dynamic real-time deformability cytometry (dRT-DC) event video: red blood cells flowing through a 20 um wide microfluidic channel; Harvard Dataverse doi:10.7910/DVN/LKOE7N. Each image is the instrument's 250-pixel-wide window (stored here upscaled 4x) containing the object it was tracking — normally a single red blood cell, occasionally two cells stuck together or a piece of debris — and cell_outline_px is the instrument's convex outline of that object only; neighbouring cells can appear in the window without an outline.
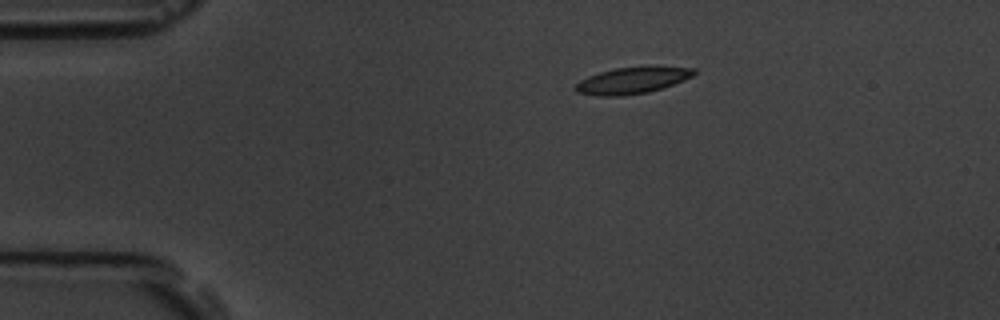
{"species": "common noctule bat (a hibernating species)", "species_latin": "Nyctalus noctula", "temperature_condition": "room temperature", "stored_images_in_passage": 4, "camera_frame_rate_fps": 3000, "um_per_image_px": 0.085, "animal": {"sex": "male", "body_mass_g": 19.5, "forearm_length_mm": 54.6}, "frame": {"image": 1, "passage_image": 1, "time_ms": 0.0, "image_size_px": [1000, 320], "cell_outline_px": [[696, 72], [692, 76], [684, 80], [648, 92], [624, 96], [596, 96], [576, 92], [572, 88], [580, 80], [588, 76], [600, 72], [616, 68], [652, 64], [696, 68]], "centroid_in_image_um": [53.76, 6.8], "position_along_channel_um": 31.2, "area_um2": 18.9}}
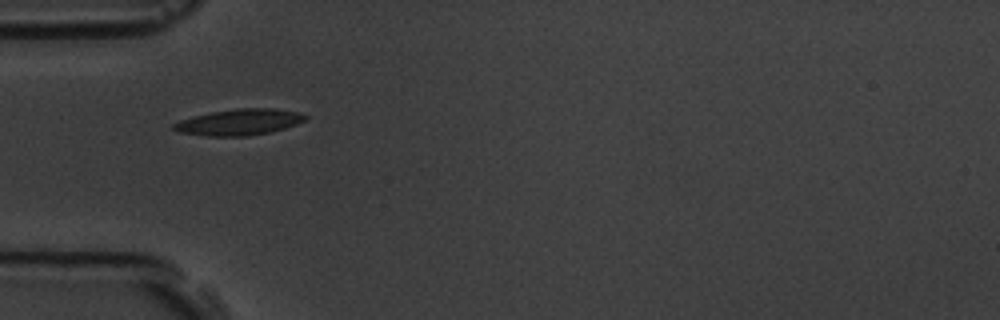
{"frame": {"image": 2, "passage_image": 3, "time_ms": 2.333, "image_size_px": [1000, 320], "cell_outline_px": [[308, 120], [284, 128], [268, 132], [248, 136], [208, 136], [180, 132], [172, 128], [172, 124], [180, 120], [192, 116], [212, 112], [236, 108], [276, 108], [300, 112], [308, 116]], "centroid_in_image_um": [20.36, 10.37], "position_along_channel_um": 64.6, "area_um2": 20.11}}
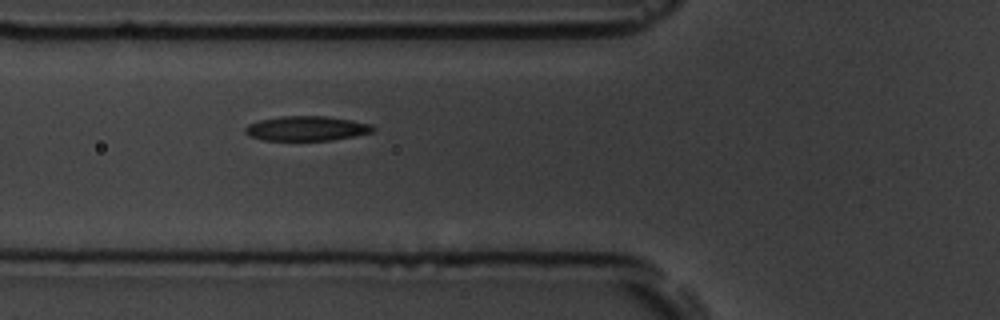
{"frame": {"image": 3, "passage_image": 4, "time_ms": 3.333, "image_size_px": [1000, 320], "cell_outline_px": [[376, 128], [372, 132], [356, 136], [332, 140], [264, 140], [252, 136], [244, 132], [244, 128], [248, 124], [260, 120], [280, 116], [328, 116], [352, 120], [372, 124]], "centroid_in_image_um": [26.1, 10.91], "position_along_channel_um": 99.7, "area_um2": 18.44}}